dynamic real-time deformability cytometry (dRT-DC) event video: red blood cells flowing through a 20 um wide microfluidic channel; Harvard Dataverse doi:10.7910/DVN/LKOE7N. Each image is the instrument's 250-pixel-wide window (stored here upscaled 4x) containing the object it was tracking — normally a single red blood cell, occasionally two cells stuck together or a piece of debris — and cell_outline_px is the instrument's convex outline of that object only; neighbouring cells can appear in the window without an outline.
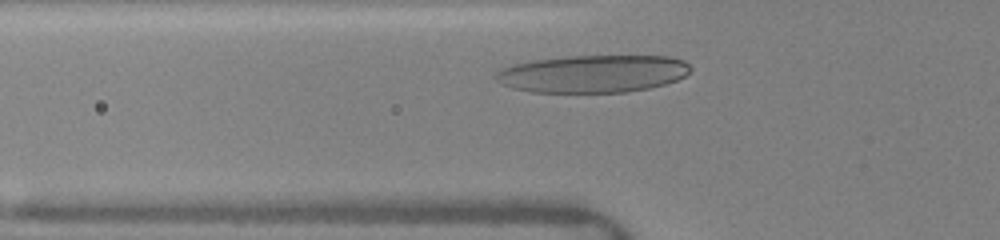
{"species": "human", "species_latin": "Homo sapiens", "temperature_condition": "warm", "stored_images_in_passage": 44, "camera_frame_rate_fps": 3000, "um_per_image_px": 0.085, "donor": {"sex": "female"}, "frame": {"image": 1, "passage_image": 6, "time_ms": 1.333, "image_size_px": [1000, 240], "cell_outline_px": [[692, 68], [684, 76], [676, 80], [664, 84], [648, 88], [624, 92], [532, 92], [512, 88], [500, 84], [496, 80], [496, 72], [500, 68], [512, 64], [532, 60], [572, 56], [672, 56], [684, 60]], "centroid_in_image_um": [50.37, 6.26], "position_along_channel_um": 75.4, "area_um2": 42.66}}
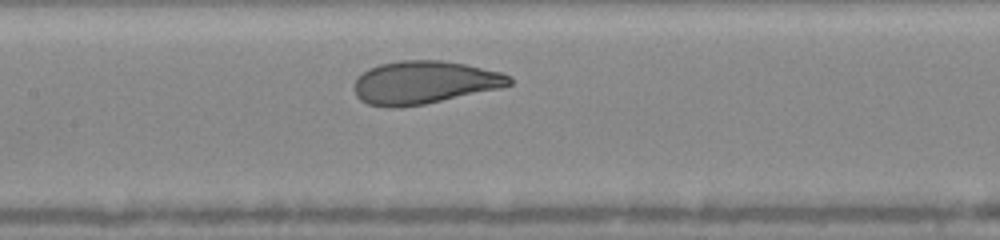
{"frame": {"image": 2, "passage_image": 19, "time_ms": 3.667, "image_size_px": [1000, 240], "cell_outline_px": [[512, 84], [500, 88], [424, 104], [396, 108], [388, 108], [368, 104], [360, 100], [356, 96], [352, 88], [356, 80], [368, 68], [380, 64], [400, 60], [440, 60], [464, 64], [500, 72], [512, 76]], "centroid_in_image_um": [36.03, 7.01], "position_along_channel_um": 171.4, "area_um2": 38.84}}
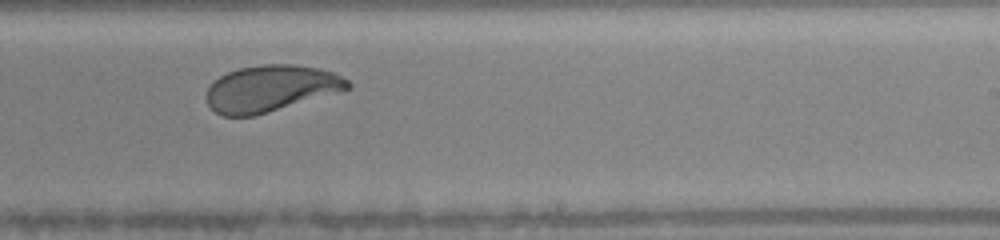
{"frame": {"image": 3, "passage_image": 32, "time_ms": 6.0, "image_size_px": [1000, 240], "cell_outline_px": [[352, 88], [344, 92], [256, 116], [224, 116], [216, 112], [208, 104], [204, 96], [208, 88], [220, 76], [228, 72], [240, 68], [260, 64], [292, 64], [320, 68], [332, 72], [348, 80], [352, 84]], "centroid_in_image_um": [23.07, 7.53], "position_along_channel_um": 265.9, "area_um2": 38.84}}